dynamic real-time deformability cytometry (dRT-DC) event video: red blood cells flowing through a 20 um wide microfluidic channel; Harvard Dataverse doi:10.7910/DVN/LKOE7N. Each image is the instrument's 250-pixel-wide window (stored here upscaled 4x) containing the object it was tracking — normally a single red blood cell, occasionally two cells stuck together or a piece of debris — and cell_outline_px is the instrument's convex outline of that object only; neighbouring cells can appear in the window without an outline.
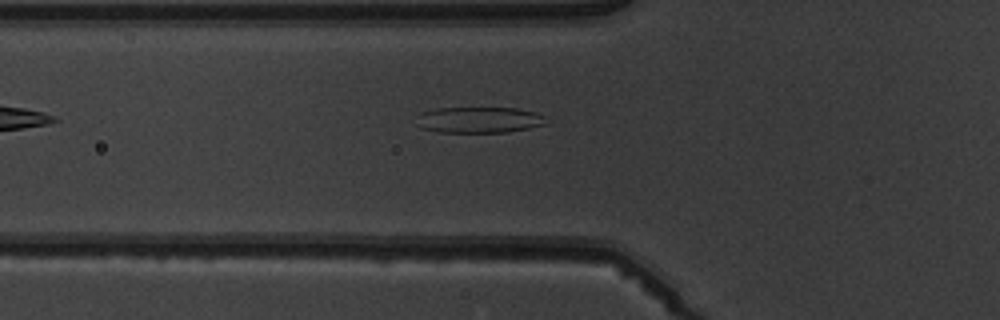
{"species": "common noctule bat (a hibernating species)", "species_latin": "Nyctalus noctula", "temperature_condition": "warm", "stored_images_in_passage": 3, "camera_frame_rate_fps": 3000, "um_per_image_px": 0.085, "animal": {"sex": "male", "body_mass_g": 19.5, "forearm_length_mm": 54.6}, "frame": {"image": 1, "passage_image": 3, "time_ms": 2.667, "image_size_px": [1000, 320], "cell_outline_px": [[548, 124], [508, 132], [440, 132], [420, 128], [420, 112], [436, 108], [516, 108], [536, 112], [544, 116]], "centroid_in_image_um": [40.78, 10.19], "position_along_channel_um": 85.0, "area_um2": 19.54}}